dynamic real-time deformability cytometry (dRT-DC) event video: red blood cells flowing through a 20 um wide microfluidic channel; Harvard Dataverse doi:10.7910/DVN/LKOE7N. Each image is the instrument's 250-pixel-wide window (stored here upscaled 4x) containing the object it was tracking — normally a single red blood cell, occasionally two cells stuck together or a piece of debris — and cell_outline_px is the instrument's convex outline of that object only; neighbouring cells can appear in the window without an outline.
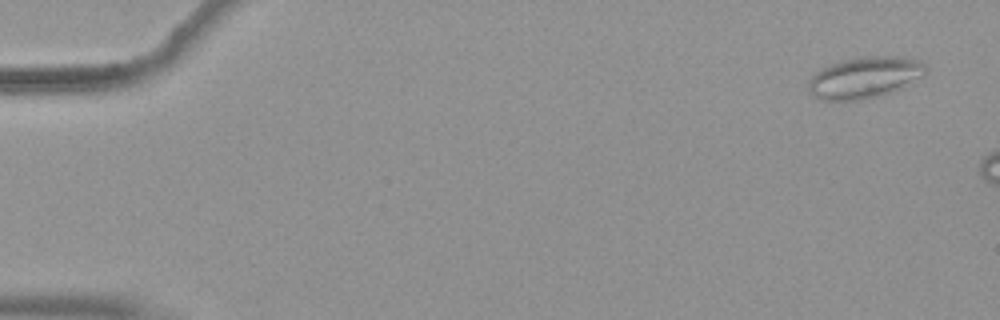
{"species": "common noctule bat (a hibernating species)", "species_latin": "Nyctalus noctula", "temperature_condition": "warm", "stored_images_in_passage": 8, "camera_frame_rate_fps": 3000, "um_per_image_px": 0.085, "animal": {"sex": "female", "body_mass_g": 19.9}, "frame": {"image": 1, "passage_image": 3, "time_ms": 0.667, "image_size_px": [1000, 320], "cell_outline_px": [[928, 68], [924, 76], [904, 88], [892, 92], [864, 100], [820, 100], [812, 96], [808, 92], [808, 80], [820, 68], [844, 60], [860, 56], [904, 56], [920, 60]], "centroid_in_image_um": [73.53, 6.59], "position_along_channel_um": 11.5, "area_um2": 28.9}}